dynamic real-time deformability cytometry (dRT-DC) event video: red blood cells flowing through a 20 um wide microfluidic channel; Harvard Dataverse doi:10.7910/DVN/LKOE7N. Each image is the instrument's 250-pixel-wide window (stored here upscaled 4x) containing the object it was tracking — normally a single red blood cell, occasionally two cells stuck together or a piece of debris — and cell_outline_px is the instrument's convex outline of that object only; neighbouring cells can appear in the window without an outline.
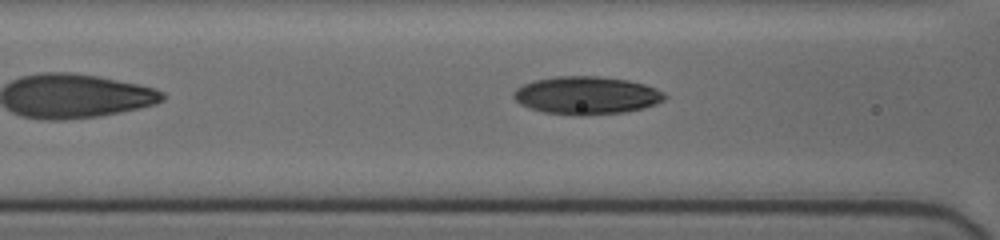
{"species": "human", "species_latin": "Homo sapiens", "temperature_condition": "cold", "stored_images_in_passage": 30, "camera_frame_rate_fps": 3000, "um_per_image_px": 0.085, "donor": {"sex": "female"}, "frame": {"image": 1, "passage_image": 5, "time_ms": 1.333, "image_size_px": [1000, 240], "cell_outline_px": [[668, 96], [664, 100], [656, 104], [644, 108], [624, 112], [584, 116], [576, 116], [544, 112], [528, 108], [520, 104], [512, 96], [512, 92], [516, 88], [524, 84], [536, 80], [556, 76], [600, 76], [628, 80], [644, 84], [656, 88], [664, 92]], "centroid_in_image_um": [49.86, 8.11], "position_along_channel_um": 116.7, "area_um2": 33.7}}
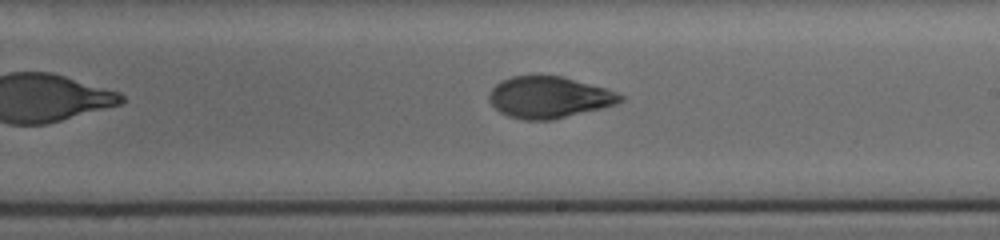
{"frame": {"image": 2, "passage_image": 15, "time_ms": 4.667, "image_size_px": [1000, 240], "cell_outline_px": [[624, 100], [616, 104], [604, 108], [552, 120], [524, 120], [508, 116], [500, 112], [488, 100], [488, 96], [492, 88], [500, 80], [512, 76], [564, 76], [608, 88], [624, 96]], "centroid_in_image_um": [46.7, 8.27], "position_along_channel_um": 242.3, "area_um2": 32.08}}
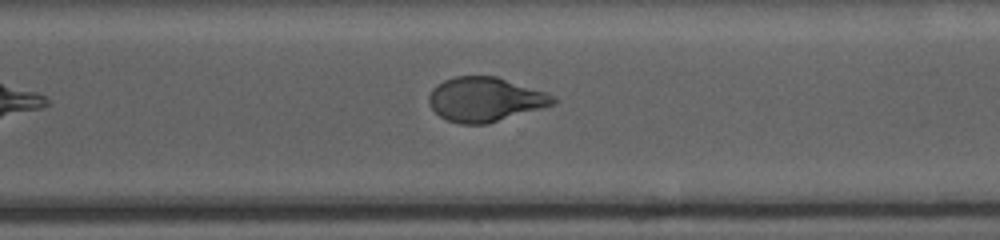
{"frame": {"image": 3, "passage_image": 22, "time_ms": 7.0, "image_size_px": [1000, 240], "cell_outline_px": [[560, 100], [556, 104], [488, 124], [460, 124], [448, 120], [440, 116], [428, 104], [428, 96], [432, 88], [436, 84], [444, 80], [456, 76], [496, 76], [544, 92]], "centroid_in_image_um": [41.22, 8.46], "position_along_channel_um": 329.4, "area_um2": 32.14}}